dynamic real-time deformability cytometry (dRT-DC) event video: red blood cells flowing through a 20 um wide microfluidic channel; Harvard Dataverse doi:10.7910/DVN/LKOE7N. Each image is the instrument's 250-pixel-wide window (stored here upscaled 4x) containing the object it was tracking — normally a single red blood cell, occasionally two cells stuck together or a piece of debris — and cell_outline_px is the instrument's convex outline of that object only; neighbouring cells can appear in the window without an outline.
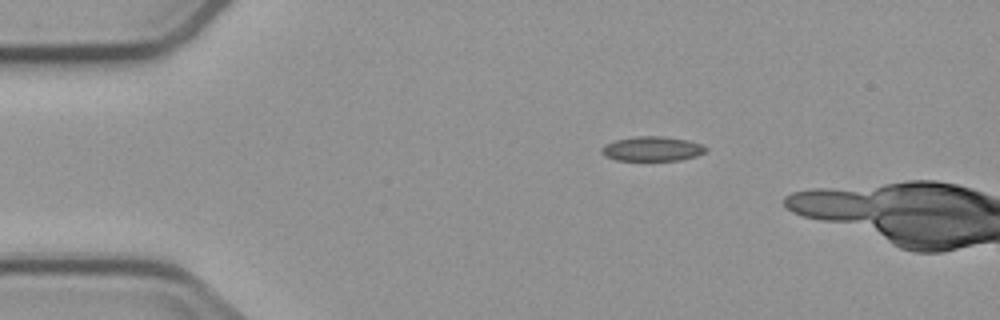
{"species": "common noctule bat (a hibernating species)", "species_latin": "Nyctalus noctula", "temperature_condition": "cold", "stored_images_in_passage": 3, "camera_frame_rate_fps": 3000, "um_per_image_px": 0.085, "animal": {"sex": "male", "body_mass_g": 23.1, "forearm_length_mm": 52.7}, "frame": {"image": 1, "passage_image": 1, "time_ms": 0.0, "image_size_px": [1000, 320], "cell_outline_px": [[708, 148], [704, 152], [696, 156], [680, 160], [616, 160], [600, 152], [600, 148], [604, 144], [616, 140], [636, 136], [660, 136], [688, 140], [700, 144]], "centroid_in_image_um": [55.42, 12.64], "position_along_channel_um": 29.6, "area_um2": 14.8}}